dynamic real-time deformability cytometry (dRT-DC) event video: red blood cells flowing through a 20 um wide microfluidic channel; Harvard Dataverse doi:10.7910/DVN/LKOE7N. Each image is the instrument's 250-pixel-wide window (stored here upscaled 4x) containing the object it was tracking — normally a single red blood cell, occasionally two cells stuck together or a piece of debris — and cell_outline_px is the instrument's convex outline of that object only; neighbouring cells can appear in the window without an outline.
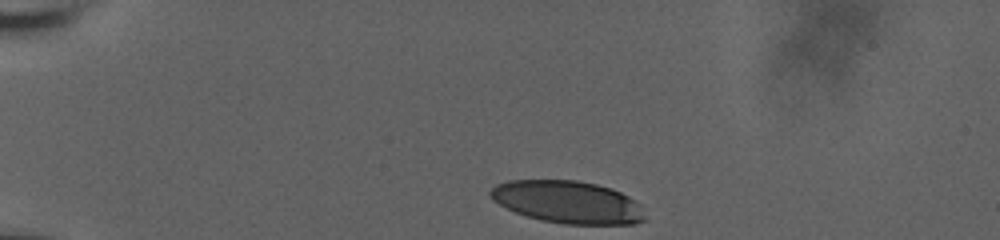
{"species": "human", "species_latin": "Homo sapiens", "temperature_condition": "room temperature", "stored_images_in_passage": 35, "camera_frame_rate_fps": 3000, "um_per_image_px": 0.085, "donor": {"sex": "male"}, "frame": {"image": 1, "passage_image": 1, "time_ms": 0.0, "image_size_px": [1000, 240], "cell_outline_px": [[648, 220], [632, 224], [564, 224], [540, 220], [516, 212], [492, 200], [488, 192], [496, 184], [508, 180], [576, 180], [596, 184], [612, 188], [628, 196], [640, 204]], "centroid_in_image_um": [48.28, 17.17], "position_along_channel_um": 36.7, "area_um2": 38.38}}
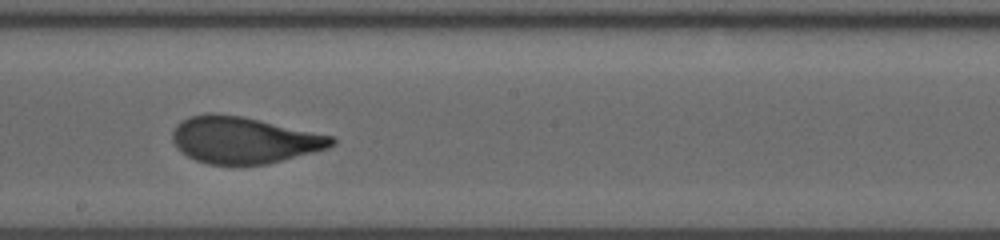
{"frame": {"image": 2, "passage_image": 20, "time_ms": 6.333, "image_size_px": [1000, 240], "cell_outline_px": [[336, 144], [328, 148], [264, 164], [208, 164], [196, 160], [180, 152], [176, 148], [172, 140], [172, 132], [176, 124], [180, 120], [188, 116], [208, 112], [216, 112], [244, 116], [336, 136]], "centroid_in_image_um": [20.7, 11.87], "position_along_channel_um": 227.5, "area_um2": 43.7}}
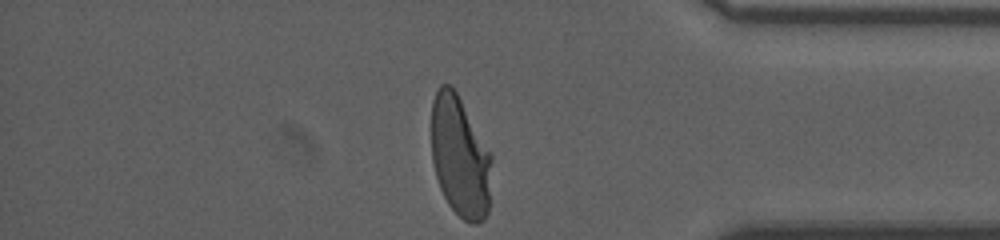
{"frame": {"image": 3, "passage_image": 35, "time_ms": 11.333, "image_size_px": [1000, 240], "cell_outline_px": [[492, 160], [488, 212], [484, 220], [476, 224], [472, 224], [464, 220], [448, 204], [440, 188], [436, 176], [432, 160], [432, 100], [440, 84], [452, 84], [492, 152]], "centroid_in_image_um": [39.12, 13.3], "position_along_channel_um": 396.1, "area_um2": 43.0}, "authors_computed_cell_mechanics": {"area_um2": 43.1766, "velocity_mm_per_s": 3.7318, "shape_relaxation_time_tau1_ms": 5.3095, "shape_relaxation_time_tau2_ms": null, "deformation_change_tau1": 0.2086, "deformation_change_tau2": null}}